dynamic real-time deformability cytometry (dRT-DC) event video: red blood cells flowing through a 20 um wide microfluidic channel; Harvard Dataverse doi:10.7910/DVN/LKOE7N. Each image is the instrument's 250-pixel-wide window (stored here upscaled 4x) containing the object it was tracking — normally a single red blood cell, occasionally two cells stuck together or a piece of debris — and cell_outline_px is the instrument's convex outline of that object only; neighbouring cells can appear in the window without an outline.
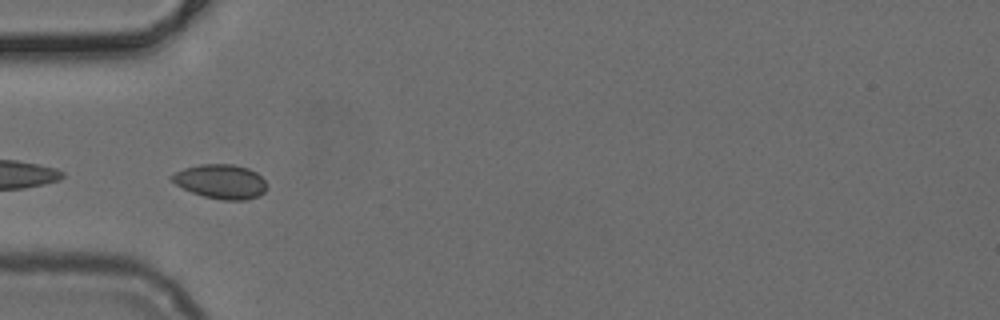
{"species": "common noctule bat (a hibernating species)", "species_latin": "Nyctalus noctula", "temperature_condition": "cold", "stored_images_in_passage": 20, "camera_frame_rate_fps": 3000, "um_per_image_px": 0.085, "animal": {"sex": "female", "body_mass_g": 24.6, "forearm_length_mm": 56.2}, "frame": {"image": 1, "passage_image": 17, "time_ms": 5.333, "image_size_px": [1000, 320], "cell_outline_px": [[268, 188], [264, 192], [256, 196], [244, 200], [224, 200], [204, 196], [192, 192], [176, 184], [168, 176], [184, 168], [200, 164], [232, 164], [248, 168], [256, 172], [268, 184]], "centroid_in_image_um": [18.78, 15.42], "position_along_channel_um": 66.2, "area_um2": 18.9}}